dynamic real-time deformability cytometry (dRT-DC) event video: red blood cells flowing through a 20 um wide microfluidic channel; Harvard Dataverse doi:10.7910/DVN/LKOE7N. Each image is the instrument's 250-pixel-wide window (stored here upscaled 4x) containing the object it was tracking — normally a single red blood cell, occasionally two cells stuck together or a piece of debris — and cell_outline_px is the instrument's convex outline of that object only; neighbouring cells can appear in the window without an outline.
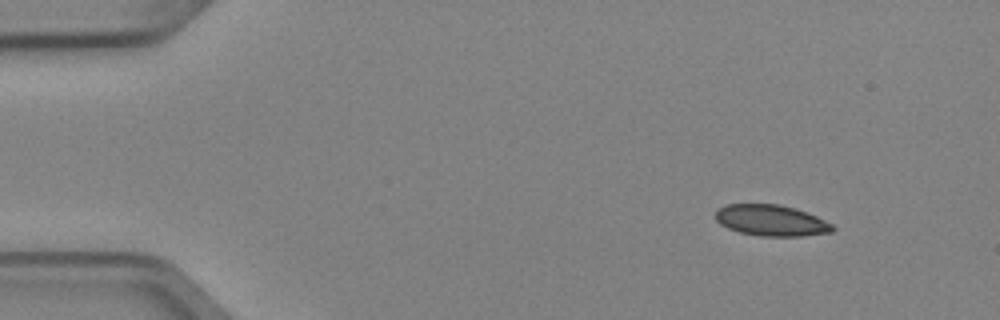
{"species": "Egyptian fruit bat (a non-hibernating species)", "species_latin": "Rousettus aegyptiacus", "temperature_condition": "cold", "stored_images_in_passage": 4, "camera_frame_rate_fps": 3000, "um_per_image_px": 0.085, "animal": {"sex": "female"}, "frame": {"image": 1, "passage_image": 1, "time_ms": 0.0, "image_size_px": [1000, 320], "cell_outline_px": [[836, 228], [832, 232], [804, 236], [760, 236], [740, 232], [728, 228], [720, 224], [716, 220], [716, 208], [724, 204], [780, 204], [808, 212], [832, 224]], "centroid_in_image_um": [65.55, 18.73], "position_along_channel_um": 19.5, "area_um2": 21.39}}
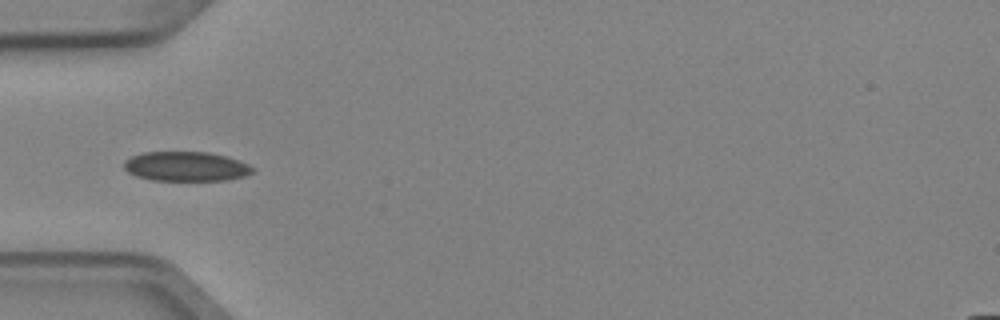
{"frame": {"image": 2, "passage_image": 4, "time_ms": 1.0, "image_size_px": [1000, 320], "cell_outline_px": [[256, 168], [252, 172], [244, 176], [224, 180], [152, 180], [136, 176], [128, 172], [124, 168], [124, 160], [132, 156], [144, 152], [208, 152], [224, 156], [248, 164]], "centroid_in_image_um": [15.78, 14.14], "position_along_channel_um": 69.2, "area_um2": 21.96}}